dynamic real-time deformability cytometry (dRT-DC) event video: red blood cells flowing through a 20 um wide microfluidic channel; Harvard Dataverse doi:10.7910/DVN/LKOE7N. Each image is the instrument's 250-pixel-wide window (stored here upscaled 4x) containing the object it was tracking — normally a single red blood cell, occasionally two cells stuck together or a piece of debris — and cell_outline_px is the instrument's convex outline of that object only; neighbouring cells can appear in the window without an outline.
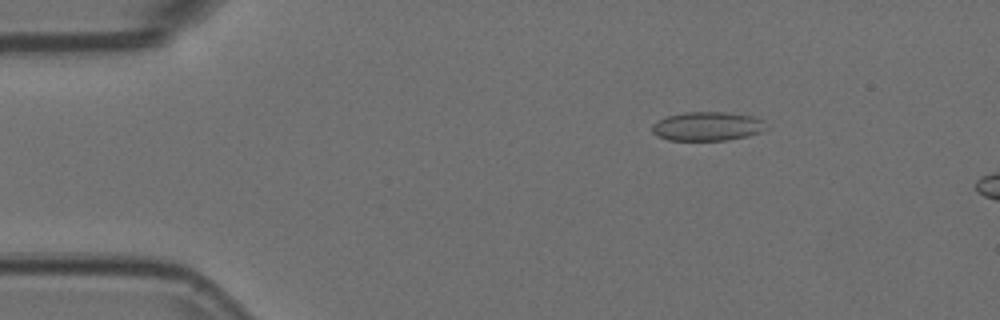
{"species": "Egyptian fruit bat (a non-hibernating species)", "species_latin": "Rousettus aegyptiacus", "temperature_condition": "room temperature", "stored_images_in_passage": 13, "camera_frame_rate_fps": 3000, "um_per_image_px": 0.085, "animal": {"sex": "female"}, "frame": {"image": 1, "passage_image": 8, "time_ms": 2.333, "image_size_px": [1000, 320], "cell_outline_px": [[768, 128], [760, 132], [748, 136], [728, 140], [668, 140], [656, 136], [652, 132], [652, 124], [668, 116], [684, 112], [724, 112], [752, 116], [764, 120]], "centroid_in_image_um": [60.14, 10.74], "position_along_channel_um": 24.9, "area_um2": 19.31}}